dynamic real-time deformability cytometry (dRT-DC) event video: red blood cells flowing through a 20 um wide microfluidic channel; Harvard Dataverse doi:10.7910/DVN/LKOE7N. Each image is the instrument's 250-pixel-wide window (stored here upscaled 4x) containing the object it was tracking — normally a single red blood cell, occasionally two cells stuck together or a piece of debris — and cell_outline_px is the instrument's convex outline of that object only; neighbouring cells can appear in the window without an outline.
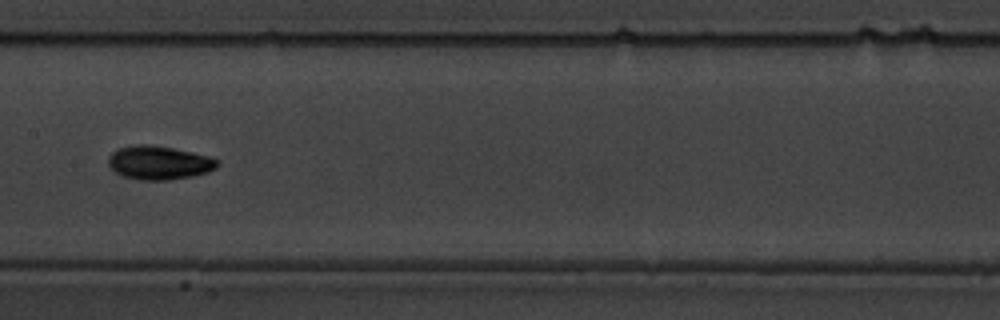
{"species": "common noctule bat (a hibernating species)", "species_latin": "Nyctalus noctula", "temperature_condition": "warm", "stored_images_in_passage": 48, "camera_frame_rate_fps": 3000, "um_per_image_px": 0.085, "animal": {"sex": "male", "body_mass_g": 19.5, "forearm_length_mm": 54.6}, "frame": {"image": 1, "passage_image": 28, "time_ms": 9.0, "image_size_px": [1000, 320], "cell_outline_px": [[220, 164], [216, 168], [208, 172], [192, 176], [168, 180], [140, 180], [124, 176], [116, 172], [108, 164], [108, 156], [112, 152], [120, 148], [136, 144], [148, 144], [172, 148], [192, 152], [208, 156], [216, 160]], "centroid_in_image_um": [13.51, 13.83], "position_along_channel_um": 193.9, "area_um2": 21.27}, "authors_computed_cell_mechanics": {"area_um2": 19.363, "velocity_mm_per_s": 3.6278, "shape_relaxation_time_tau1_ms": 2.7557, "shape_relaxation_time_tau2_ms": 3.3764, "deformation_change_tau1": 0.1272, "deformation_change_tau2": 0.0693}}